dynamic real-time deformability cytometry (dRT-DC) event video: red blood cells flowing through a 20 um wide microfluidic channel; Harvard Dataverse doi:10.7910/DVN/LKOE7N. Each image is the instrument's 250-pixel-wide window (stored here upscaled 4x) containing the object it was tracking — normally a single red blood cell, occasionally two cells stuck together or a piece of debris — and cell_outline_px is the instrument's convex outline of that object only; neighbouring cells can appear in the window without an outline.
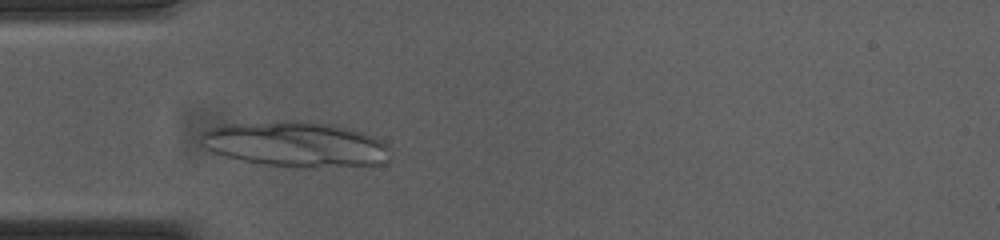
{"species": "common noctule bat (a hibernating species)", "species_latin": "Nyctalus noctula", "temperature_condition": "cold", "stored_images_in_passage": 36, "camera_frame_rate_fps": 3000, "um_per_image_px": 0.085, "animal": {"sex": "female", "body_mass_g": 23.0, "forearm_length_mm": 53.4}, "frame": {"image": 1, "passage_image": 8, "time_ms": 2.333, "image_size_px": [1000, 240], "cell_outline_px": [[388, 160], [384, 164], [312, 168], [264, 164], [244, 160], [212, 152], [200, 144], [200, 132], [208, 128], [224, 124], [284, 120], [304, 120], [328, 124], [364, 132], [376, 136], [388, 148]], "centroid_in_image_um": [25.1, 12.25], "position_along_channel_um": 59.9, "area_um2": 50.23}}
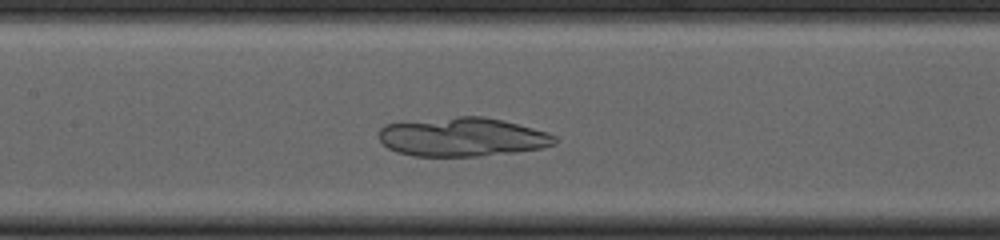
{"frame": {"image": 2, "passage_image": 17, "time_ms": 5.333, "image_size_px": [1000, 240], "cell_outline_px": [[556, 144], [540, 148], [512, 152], [480, 156], [412, 156], [396, 152], [388, 148], [380, 140], [380, 128], [384, 124], [456, 116], [484, 116], [504, 120], [548, 132], [556, 136]], "centroid_in_image_um": [39.3, 11.64], "position_along_channel_um": 168.1, "area_um2": 39.88}}
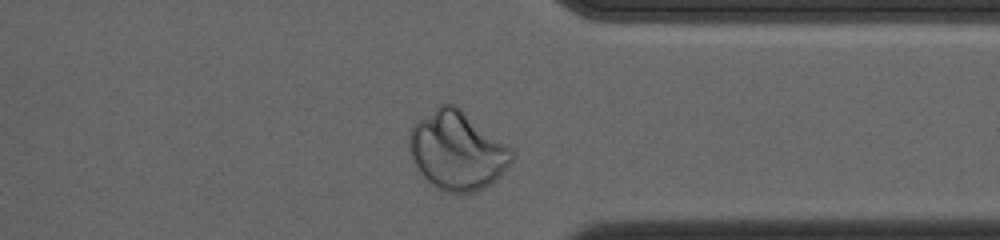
{"frame": {"image": 3, "passage_image": 34, "time_ms": 11.0, "image_size_px": [1000, 240], "cell_outline_px": [[512, 160], [492, 184], [476, 192], [444, 192], [436, 188], [420, 172], [412, 156], [408, 144], [408, 132], [412, 124], [416, 120], [440, 104], [452, 104], [460, 108], [512, 148]], "centroid_in_image_um": [38.83, 12.79], "position_along_channel_um": 372.6, "area_um2": 46.7}}